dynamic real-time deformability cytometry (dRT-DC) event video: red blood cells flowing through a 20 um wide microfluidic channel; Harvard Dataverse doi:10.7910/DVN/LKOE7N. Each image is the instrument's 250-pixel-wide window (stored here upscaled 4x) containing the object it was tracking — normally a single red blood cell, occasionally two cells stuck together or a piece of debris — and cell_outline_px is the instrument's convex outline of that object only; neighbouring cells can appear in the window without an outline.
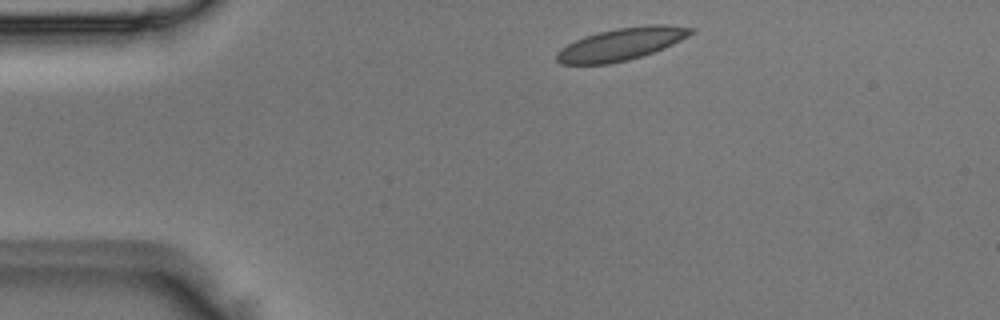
{"species": "Egyptian fruit bat (a non-hibernating species)", "species_latin": "Rousettus aegyptiacus", "temperature_condition": "room temperature", "stored_images_in_passage": 2, "camera_frame_rate_fps": 3000, "um_per_image_px": 0.085, "animal": {"sex": "male"}, "frame": {"image": 1, "passage_image": 1, "time_ms": 0.0, "image_size_px": [1000, 320], "cell_outline_px": [[696, 32], [664, 48], [628, 60], [608, 64], [560, 64], [556, 60], [556, 52], [560, 48], [584, 36], [616, 28], [648, 24], [668, 24], [696, 28]], "centroid_in_image_um": [52.83, 3.73], "position_along_channel_um": 32.2, "area_um2": 25.37}}